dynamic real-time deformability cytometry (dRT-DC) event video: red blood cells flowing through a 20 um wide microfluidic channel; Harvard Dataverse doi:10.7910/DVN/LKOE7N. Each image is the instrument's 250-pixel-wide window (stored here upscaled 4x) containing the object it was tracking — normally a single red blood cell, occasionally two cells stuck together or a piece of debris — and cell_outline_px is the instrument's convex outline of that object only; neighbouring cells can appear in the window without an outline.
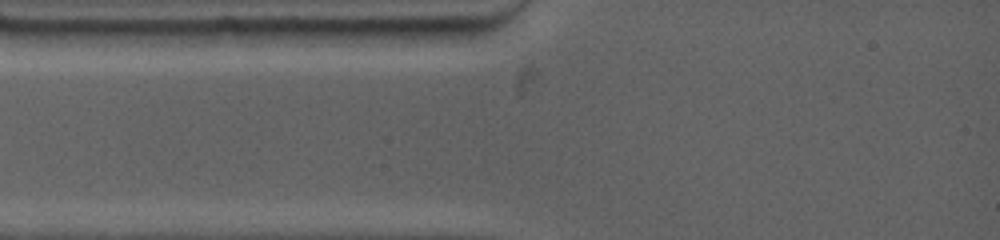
{"species": "common noctule bat (a hibernating species)", "species_latin": "Nyctalus noctula", "temperature_condition": "warm", "stored_images_in_passage": 2, "camera_frame_rate_fps": 4500, "um_per_image_px": 0.085, "animal": {"sex": "female", "body_mass_g": 19.0, "forearm_length_mm": 53.3}, "frame": {"image": 1, "passage_image": 1, "time_ms": 0.0, "image_size_px": [1000, 240], "cell_outline_px": [[260, 32], [252, 44], [204, 48], [104, 48], [88, 32], [88, 28], [260, 28]], "centroid_in_image_um": [14.73, 3.18], "position_along_channel_um": 70.3, "area_um2": 22.66}}